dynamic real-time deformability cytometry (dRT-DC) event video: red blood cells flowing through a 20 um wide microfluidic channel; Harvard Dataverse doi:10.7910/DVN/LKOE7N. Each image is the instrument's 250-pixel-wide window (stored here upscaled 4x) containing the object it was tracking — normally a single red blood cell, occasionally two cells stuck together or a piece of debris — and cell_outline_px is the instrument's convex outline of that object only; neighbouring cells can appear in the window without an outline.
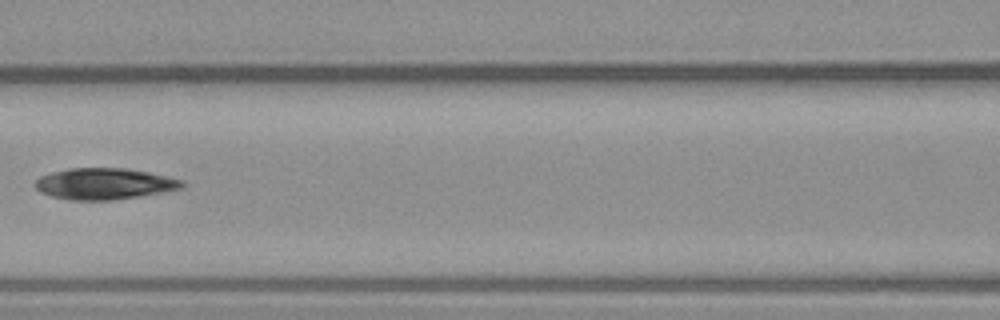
{"species": "common noctule bat (a hibernating species)", "species_latin": "Nyctalus noctula", "temperature_condition": "warm", "stored_images_in_passage": 8, "camera_frame_rate_fps": 3000, "um_per_image_px": 0.085, "animal": {"sex": "male", "body_mass_g": 23.1, "forearm_length_mm": 52.7}, "frame": {"image": 1, "passage_image": 6, "time_ms": 6.333, "image_size_px": [1000, 320], "cell_outline_px": [[184, 188], [164, 192], [112, 200], [68, 200], [52, 196], [40, 192], [32, 184], [40, 176], [52, 172], [68, 168], [124, 168], [148, 172], [184, 180]], "centroid_in_image_um": [8.85, 15.62], "position_along_channel_um": 157.7, "area_um2": 26.88}}
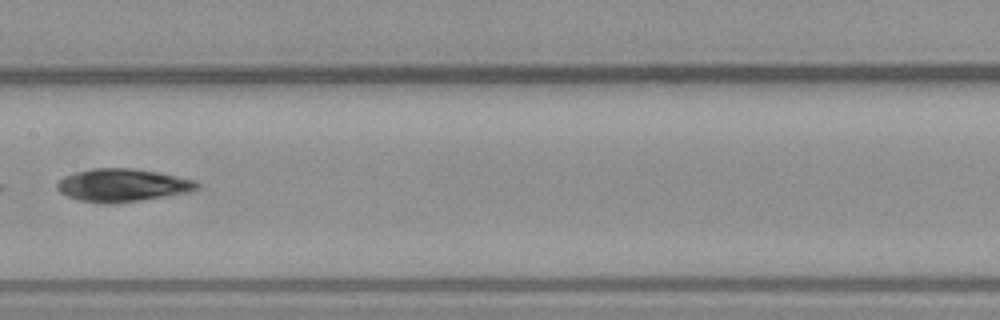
{"frame": {"image": 2, "passage_image": 7, "time_ms": 7.333, "image_size_px": [1000, 320], "cell_outline_px": [[200, 188], [188, 192], [140, 200], [112, 204], [108, 204], [80, 200], [68, 196], [60, 192], [56, 188], [56, 184], [64, 176], [76, 172], [92, 168], [132, 168], [160, 172], [196, 180], [200, 184]], "centroid_in_image_um": [10.43, 15.73], "position_along_channel_um": 197.0, "area_um2": 26.82}}
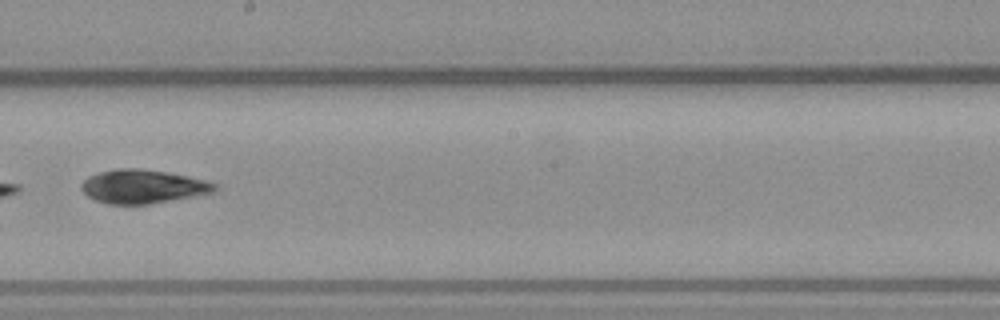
{"frame": {"image": 3, "passage_image": 8, "time_ms": 8.333, "image_size_px": [1000, 320], "cell_outline_px": [[220, 184], [212, 192], [192, 196], [148, 204], [108, 204], [96, 200], [88, 196], [80, 188], [80, 184], [88, 176], [100, 172], [116, 168], [140, 168], [168, 172], [208, 180]], "centroid_in_image_um": [12.14, 15.84], "position_along_channel_um": 236.1, "area_um2": 26.18}}